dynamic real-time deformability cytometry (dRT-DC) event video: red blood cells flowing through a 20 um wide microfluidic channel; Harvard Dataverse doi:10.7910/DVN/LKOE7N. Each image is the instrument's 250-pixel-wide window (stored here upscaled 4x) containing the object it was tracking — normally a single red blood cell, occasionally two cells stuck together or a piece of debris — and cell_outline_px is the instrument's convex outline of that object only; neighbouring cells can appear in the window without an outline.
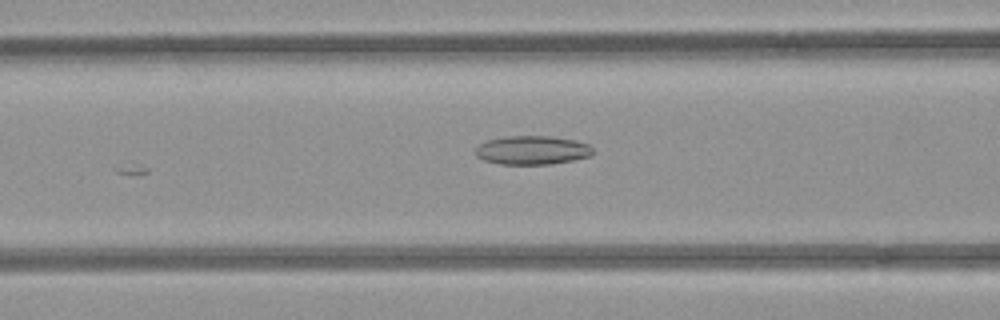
{"species": "common noctule bat (a hibernating species)", "species_latin": "Nyctalus noctula", "temperature_condition": "room temperature", "stored_images_in_passage": 7, "camera_frame_rate_fps": 3000, "um_per_image_px": 0.085, "animal": {"sex": "female", "body_mass_g": 21.9}, "frame": {"image": 1, "passage_image": 6, "time_ms": 7.0, "image_size_px": [1000, 320], "cell_outline_px": [[592, 152], [588, 156], [572, 160], [552, 164], [500, 164], [484, 160], [476, 156], [476, 148], [480, 144], [488, 140], [508, 136], [548, 136], [576, 140], [588, 144], [592, 148]], "centroid_in_image_um": [45.22, 12.76], "position_along_channel_um": 121.4, "area_um2": 19.48}}
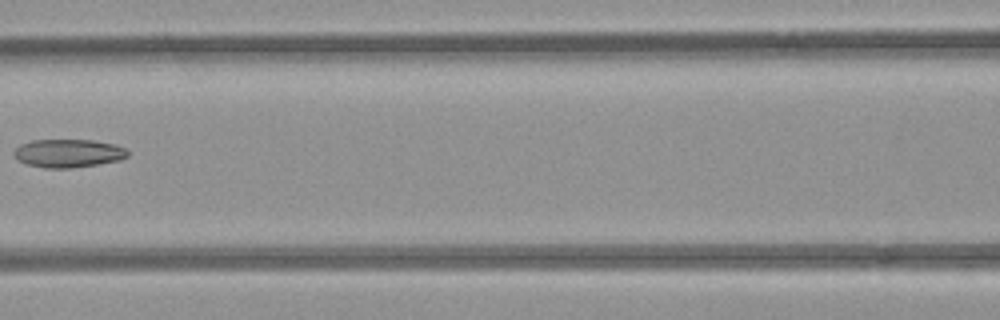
{"frame": {"image": 2, "passage_image": 7, "time_ms": 8.0, "image_size_px": [1000, 320], "cell_outline_px": [[128, 156], [120, 160], [72, 168], [44, 168], [28, 164], [20, 160], [12, 152], [20, 144], [32, 140], [92, 140], [116, 144], [124, 148], [128, 152]], "centroid_in_image_um": [5.81, 13.02], "position_along_channel_um": 160.8, "area_um2": 18.61}}